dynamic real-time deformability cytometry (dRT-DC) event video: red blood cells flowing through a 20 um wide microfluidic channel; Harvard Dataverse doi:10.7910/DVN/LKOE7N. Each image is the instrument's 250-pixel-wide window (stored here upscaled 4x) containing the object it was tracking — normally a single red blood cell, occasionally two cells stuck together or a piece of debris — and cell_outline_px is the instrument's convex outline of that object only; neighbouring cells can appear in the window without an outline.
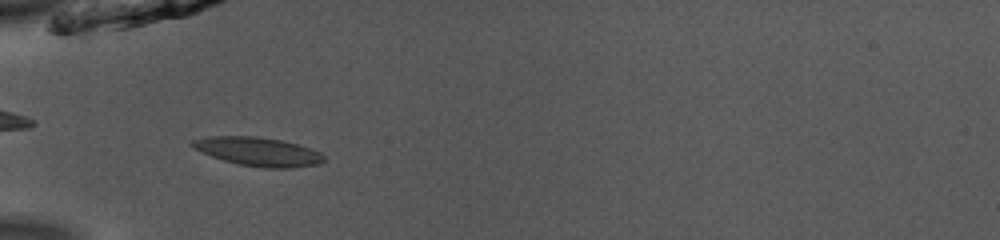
{"species": "common noctule bat (a hibernating species)", "species_latin": "Nyctalus noctula", "temperature_condition": "room temperature", "stored_images_in_passage": 35, "camera_frame_rate_fps": 3000, "um_per_image_px": 0.085, "animal": {"sex": "male", "body_mass_g": 13.0, "forearm_length_mm": 53.1}, "frame": {"image": 1, "passage_image": 2, "time_ms": 0.333, "image_size_px": [1000, 240], "cell_outline_px": [[324, 160], [320, 164], [292, 168], [264, 168], [240, 164], [224, 160], [212, 156], [188, 144], [192, 140], [208, 136], [256, 136], [284, 140], [312, 148], [320, 152], [324, 156]], "centroid_in_image_um": [22.0, 12.88], "position_along_channel_um": 63.0, "area_um2": 22.08}}
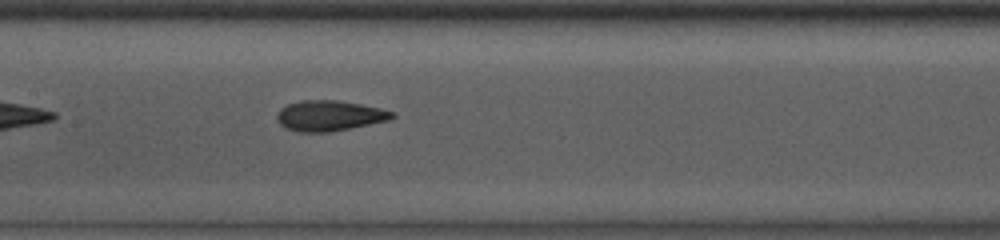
{"frame": {"image": 2, "passage_image": 11, "time_ms": 3.333, "image_size_px": [1000, 240], "cell_outline_px": [[396, 116], [388, 120], [328, 132], [300, 132], [284, 128], [280, 124], [276, 116], [280, 108], [288, 104], [300, 100], [336, 100], [360, 104], [380, 108], [396, 112]], "centroid_in_image_um": [27.98, 9.83], "position_along_channel_um": 179.4, "area_um2": 20.35}}
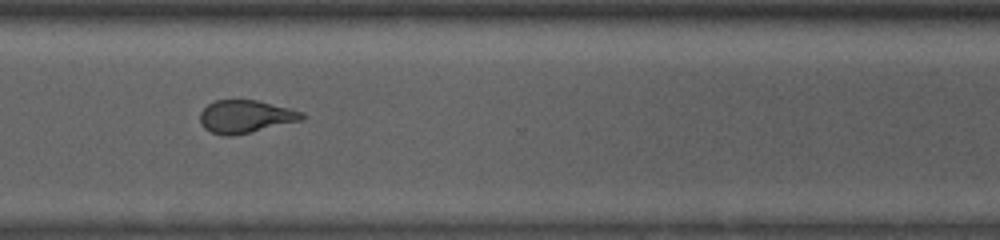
{"frame": {"image": 3, "passage_image": 24, "time_ms": 7.667, "image_size_px": [1000, 240], "cell_outline_px": [[304, 120], [232, 136], [228, 136], [212, 132], [204, 128], [200, 124], [200, 112], [208, 104], [216, 100], [256, 100], [304, 112]], "centroid_in_image_um": [20.87, 9.91], "position_along_channel_um": 349.7, "area_um2": 19.36}, "authors_computed_cell_mechanics": {"area_um2": 19.8832, "velocity_mm_per_s": 3.9504, "shape_relaxation_time_tau1_ms": 3.1215, "shape_relaxation_time_tau2_ms": 2.2986, "deformation_change_tau1": 0.146, "deformation_change_tau2": 0.0785}}